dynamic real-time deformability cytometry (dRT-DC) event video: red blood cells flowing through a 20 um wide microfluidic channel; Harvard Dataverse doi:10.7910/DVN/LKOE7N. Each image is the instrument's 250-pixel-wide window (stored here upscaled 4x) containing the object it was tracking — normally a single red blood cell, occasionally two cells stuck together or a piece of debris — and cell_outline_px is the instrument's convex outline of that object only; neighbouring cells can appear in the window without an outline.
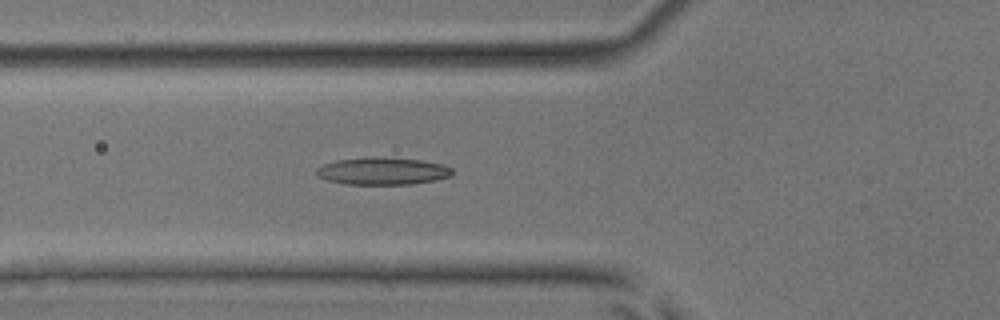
{"species": "common noctule bat (a hibernating species)", "species_latin": "Nyctalus noctula", "temperature_condition": "room temperature", "stored_images_in_passage": 51, "camera_frame_rate_fps": 3000, "um_per_image_px": 0.085, "animal": {"sex": "male", "body_mass_g": 17.9, "forearm_length_mm": 54.2}, "frame": {"image": 1, "passage_image": 20, "time_ms": 6.333, "image_size_px": [1000, 320], "cell_outline_px": [[452, 172], [448, 176], [436, 180], [412, 184], [344, 184], [328, 180], [320, 176], [316, 172], [316, 168], [324, 164], [336, 160], [372, 156], [420, 160], [444, 164], [452, 168]], "centroid_in_image_um": [32.52, 14.53], "position_along_channel_um": 93.3, "area_um2": 21.56}}
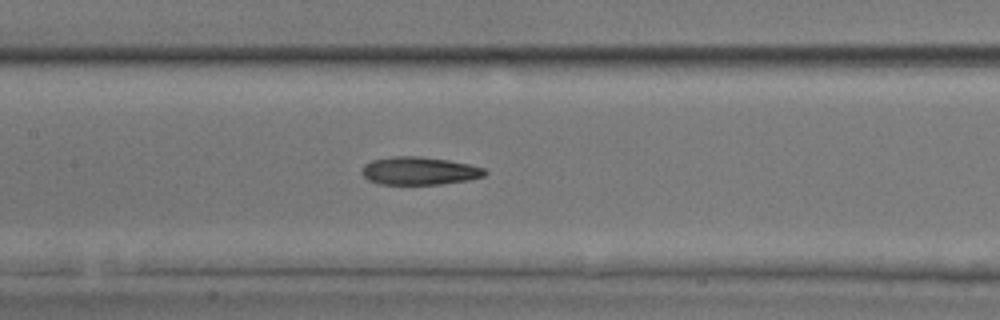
{"frame": {"image": 2, "passage_image": 26, "time_ms": 8.333, "image_size_px": [1000, 320], "cell_outline_px": [[488, 172], [484, 176], [468, 180], [440, 184], [380, 184], [368, 180], [360, 172], [364, 164], [372, 160], [396, 156], [420, 156], [448, 160], [468, 164], [484, 168]], "centroid_in_image_um": [35.63, 14.52], "position_along_channel_um": 171.8, "area_um2": 20.0}}
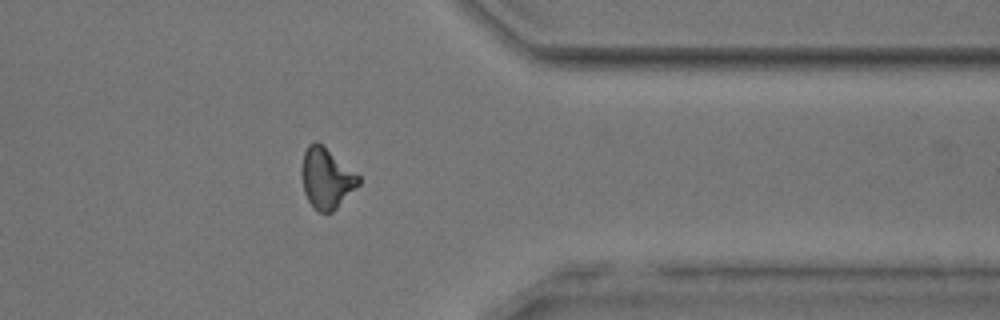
{"frame": {"image": 3, "passage_image": 43, "time_ms": 14.0, "image_size_px": [1000, 320], "cell_outline_px": [[360, 184], [332, 212], [320, 212], [308, 200], [304, 192], [304, 152], [308, 144], [316, 140], [360, 176]], "centroid_in_image_um": [27.79, 15.15], "position_along_channel_um": 383.6, "area_um2": 19.25}, "authors_computed_cell_mechanics": {"area_um2": 20.4612, "velocity_mm_per_s": 3.9192, "shape_relaxation_time_tau1_ms": 7.0695, "shape_relaxation_time_tau2_ms": 1.9285, "deformation_change_tau1": 0.156, "deformation_change_tau2": 0.1068}}